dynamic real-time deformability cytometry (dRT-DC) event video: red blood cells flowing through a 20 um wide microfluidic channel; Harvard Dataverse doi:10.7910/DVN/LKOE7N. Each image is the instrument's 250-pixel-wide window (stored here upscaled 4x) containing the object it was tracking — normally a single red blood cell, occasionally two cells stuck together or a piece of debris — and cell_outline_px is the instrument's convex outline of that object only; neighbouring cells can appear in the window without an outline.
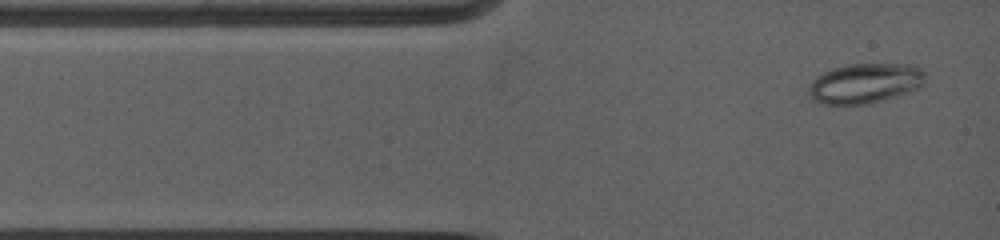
{"species": "common noctule bat (a hibernating species)", "species_latin": "Nyctalus noctula", "temperature_condition": "warm", "stored_images_in_passage": 40, "camera_frame_rate_fps": 5000, "um_per_image_px": 0.085, "animal": {"sex": "female", "body_mass_g": 19.0, "forearm_length_mm": 53.3}, "frame": {"image": 1, "passage_image": 1, "time_ms": 0.0, "image_size_px": [1000, 240], "cell_outline_px": [[924, 84], [920, 88], [896, 96], [868, 104], [820, 104], [808, 96], [808, 84], [812, 80], [824, 72], [848, 64], [908, 64], [920, 68], [924, 72]], "centroid_in_image_um": [73.51, 7.09], "position_along_channel_um": 11.5, "area_um2": 27.17}}
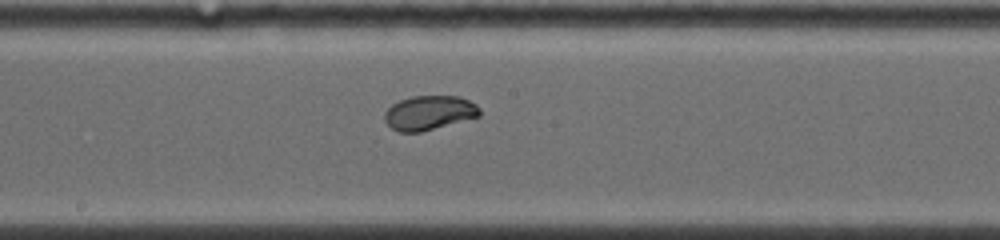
{"frame": {"image": 2, "passage_image": 21, "time_ms": 6.0, "image_size_px": [1000, 240], "cell_outline_px": [[480, 116], [420, 132], [400, 132], [392, 128], [384, 120], [384, 112], [392, 104], [400, 100], [412, 96], [460, 96], [476, 104], [480, 108]], "centroid_in_image_um": [36.47, 9.58], "position_along_channel_um": 211.7, "area_um2": 18.96}}
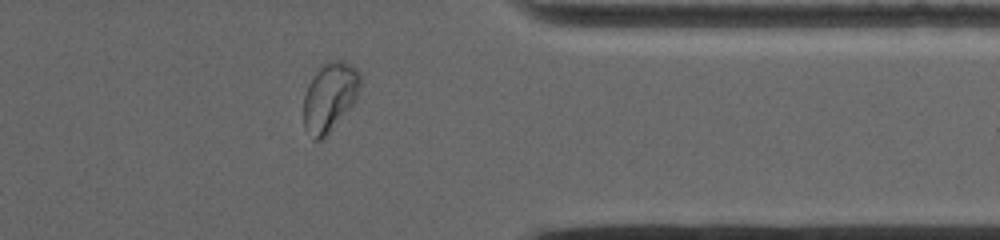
{"frame": {"image": 3, "passage_image": 36, "time_ms": 10.6, "image_size_px": [1000, 240], "cell_outline_px": [[360, 84], [356, 100], [328, 132], [320, 140], [312, 140], [304, 128], [304, 96], [308, 84], [312, 76], [328, 60], [340, 60], [352, 64], [360, 72]], "centroid_in_image_um": [28.01, 8.21], "position_along_channel_um": 383.4, "area_um2": 22.54}, "authors_computed_cell_mechanics": {"area_um2": 19.9699, "velocity_mm_per_s": 3.9479, "shape_relaxation_time_tau1_ms": 3.5424, "shape_relaxation_time_tau2_ms": null, "deformation_change_tau1": 0.1198, "deformation_change_tau2": null}}